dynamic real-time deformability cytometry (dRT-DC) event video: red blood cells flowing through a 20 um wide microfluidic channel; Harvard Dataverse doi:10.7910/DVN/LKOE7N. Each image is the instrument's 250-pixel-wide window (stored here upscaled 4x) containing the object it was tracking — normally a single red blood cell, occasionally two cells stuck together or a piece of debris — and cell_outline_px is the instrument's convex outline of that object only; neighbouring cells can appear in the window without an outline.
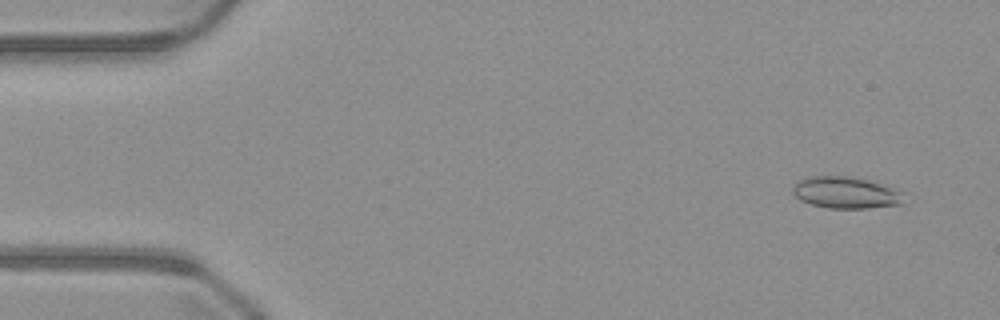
{"species": "common noctule bat (a hibernating species)", "species_latin": "Nyctalus noctula", "temperature_condition": "warm", "stored_images_in_passage": 51, "camera_frame_rate_fps": 3000, "um_per_image_px": 0.085, "animal": {"sex": "male", "body_mass_g": 23.1, "forearm_length_mm": 52.7}, "frame": {"image": 1, "passage_image": 4, "time_ms": 1.0, "image_size_px": [1000, 320], "cell_outline_px": [[904, 204], [868, 208], [828, 208], [812, 204], [800, 200], [792, 192], [792, 184], [796, 180], [812, 176], [852, 176], [876, 180], [900, 192]], "centroid_in_image_um": [71.87, 16.35], "position_along_channel_um": 13.1, "area_um2": 20.81}}
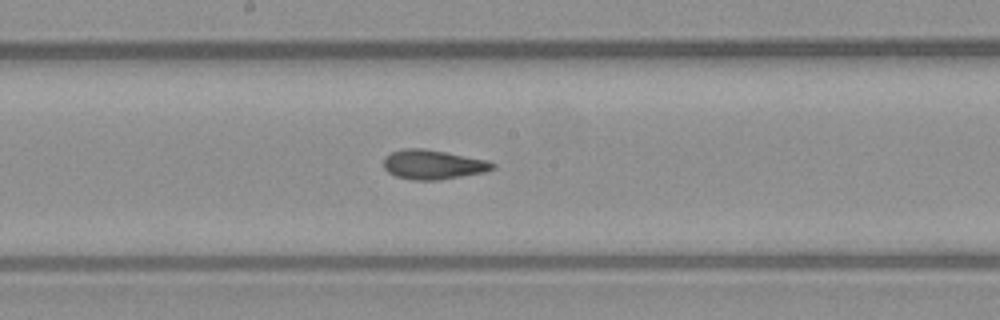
{"frame": {"image": 2, "passage_image": 27, "time_ms": 8.667, "image_size_px": [1000, 320], "cell_outline_px": [[496, 168], [484, 172], [440, 180], [412, 180], [396, 176], [388, 172], [384, 168], [384, 156], [392, 152], [404, 148], [424, 148], [488, 160], [496, 164]], "centroid_in_image_um": [36.81, 13.99], "position_along_channel_um": 211.4, "area_um2": 18.79}}
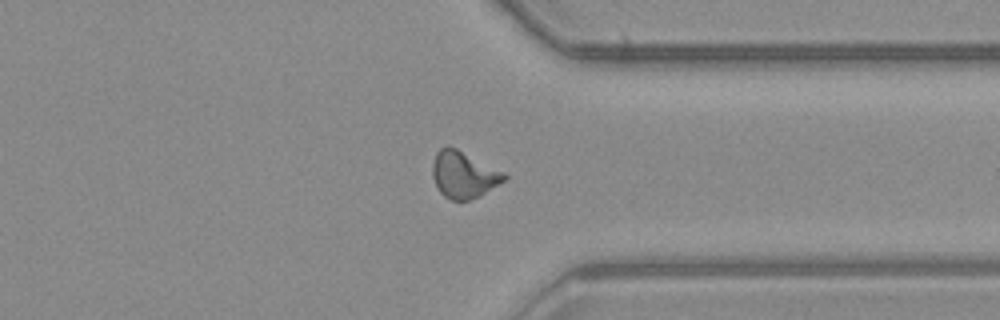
{"frame": {"image": 3, "passage_image": 39, "time_ms": 12.667, "image_size_px": [1000, 320], "cell_outline_px": [[508, 176], [504, 180], [480, 196], [468, 200], [452, 200], [444, 196], [440, 192], [432, 176], [432, 164], [436, 152], [440, 148], [448, 144], [504, 172]], "centroid_in_image_um": [39.38, 14.83], "position_along_channel_um": 372.0, "area_um2": 19.42}}